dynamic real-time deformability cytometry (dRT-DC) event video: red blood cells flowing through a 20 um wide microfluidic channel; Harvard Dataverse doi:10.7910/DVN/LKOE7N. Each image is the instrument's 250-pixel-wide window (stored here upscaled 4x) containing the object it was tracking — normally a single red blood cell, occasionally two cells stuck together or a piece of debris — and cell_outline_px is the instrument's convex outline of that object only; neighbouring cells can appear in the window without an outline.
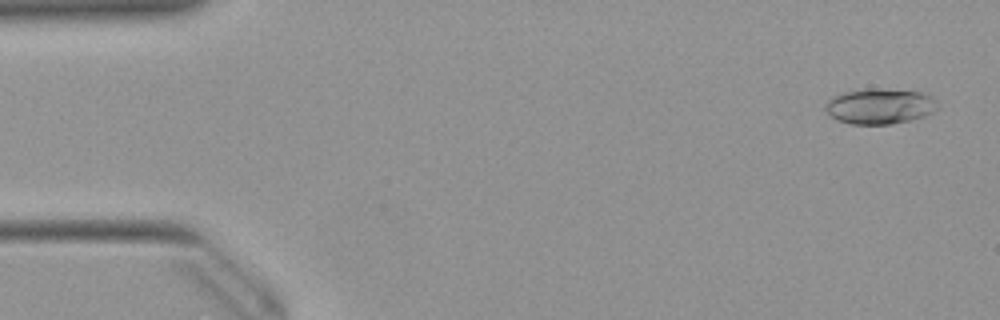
{"species": "Egyptian fruit bat (a non-hibernating species)", "species_latin": "Rousettus aegyptiacus", "temperature_condition": "warm", "stored_images_in_passage": 19, "camera_frame_rate_fps": 3000, "um_per_image_px": 0.085, "animal": {"sex": "female"}, "frame": {"image": 1, "passage_image": 2, "time_ms": 0.333, "image_size_px": [1000, 320], "cell_outline_px": [[940, 108], [924, 116], [892, 124], [852, 124], [836, 120], [824, 108], [824, 104], [832, 96], [840, 92], [868, 88], [876, 88], [920, 92], [932, 96], [940, 104]], "centroid_in_image_um": [74.78, 9.02], "position_along_channel_um": 10.2, "area_um2": 23.47}}
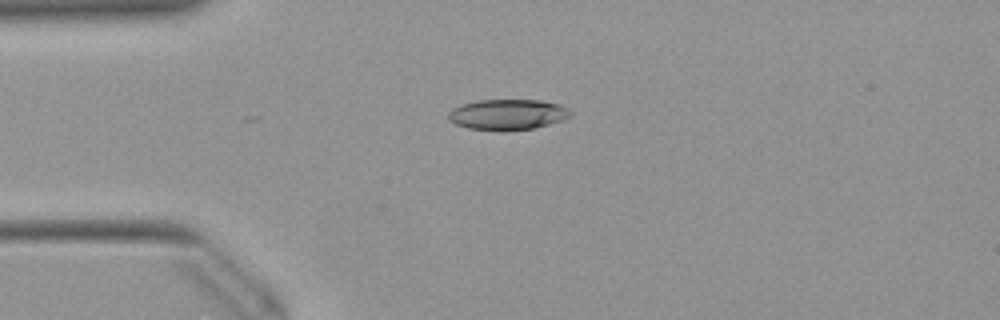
{"frame": {"image": 2, "passage_image": 12, "time_ms": 3.667, "image_size_px": [1000, 320], "cell_outline_px": [[572, 116], [564, 120], [532, 128], [504, 132], [500, 132], [468, 128], [456, 124], [448, 120], [448, 112], [452, 108], [460, 104], [476, 100], [540, 100], [560, 104], [572, 112]], "centroid_in_image_um": [43.12, 9.74], "position_along_channel_um": 41.9, "area_um2": 22.2}}
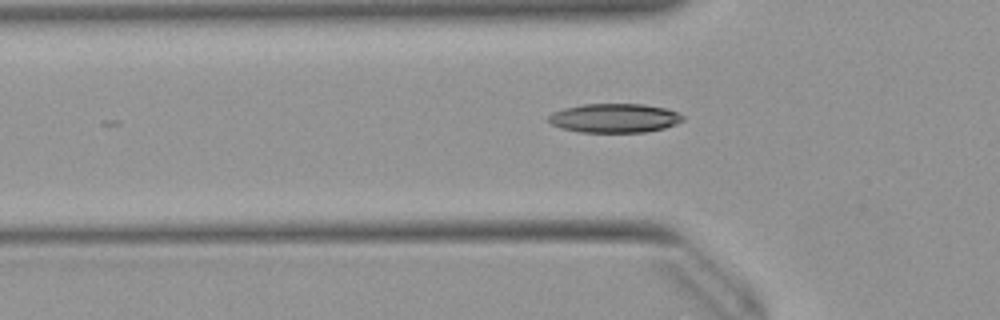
{"frame": {"image": 3, "passage_image": 16, "time_ms": 5.0, "image_size_px": [1000, 320], "cell_outline_px": [[684, 120], [676, 124], [664, 128], [644, 132], [580, 132], [560, 128], [552, 124], [548, 120], [548, 116], [552, 112], [564, 108], [584, 104], [644, 104], [664, 108], [676, 112], [684, 116]], "centroid_in_image_um": [52.22, 10.04], "position_along_channel_um": 73.6, "area_um2": 22.72}}